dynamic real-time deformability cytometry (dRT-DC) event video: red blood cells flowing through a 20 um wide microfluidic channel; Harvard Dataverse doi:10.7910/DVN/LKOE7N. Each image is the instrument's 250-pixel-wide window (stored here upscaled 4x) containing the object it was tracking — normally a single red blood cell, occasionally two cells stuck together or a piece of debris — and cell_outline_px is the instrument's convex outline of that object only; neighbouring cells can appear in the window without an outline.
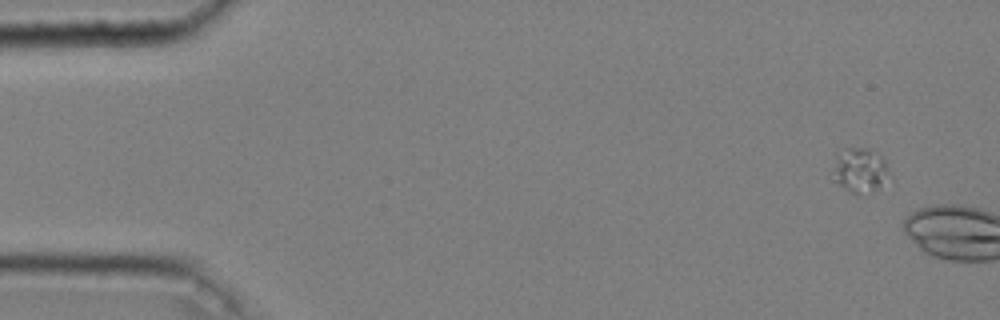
{"species": "common noctule bat (a hibernating species)", "species_latin": "Nyctalus noctula", "temperature_condition": "cold", "stored_images_in_passage": 4, "camera_frame_rate_fps": 3000, "um_per_image_px": 0.085, "animal": {"sex": "male", "body_mass_g": 20.4}, "frame": {"image": 1, "passage_image": 1, "time_ms": 0.0, "image_size_px": [1000, 320], "cell_outline_px": [[888, 172], [880, 188], [856, 192], [852, 192], [844, 188], [836, 180], [836, 152], [848, 148], [868, 148], [880, 156], [884, 160], [888, 168]], "centroid_in_image_um": [73.11, 14.41], "position_along_channel_um": 11.9, "area_um2": 13.64}}